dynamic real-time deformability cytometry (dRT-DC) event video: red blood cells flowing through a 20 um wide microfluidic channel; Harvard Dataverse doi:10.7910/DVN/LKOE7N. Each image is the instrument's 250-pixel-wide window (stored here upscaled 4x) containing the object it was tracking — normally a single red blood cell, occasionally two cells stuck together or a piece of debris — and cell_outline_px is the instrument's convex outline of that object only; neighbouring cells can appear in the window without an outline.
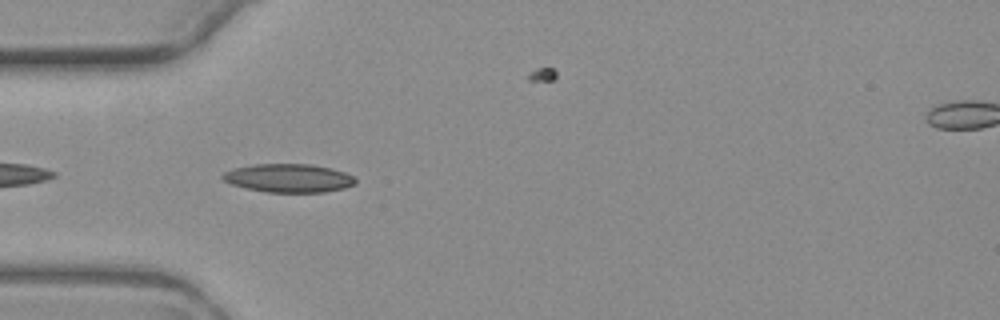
{"species": "common noctule bat (a hibernating species)", "species_latin": "Nyctalus noctula", "temperature_condition": "warm", "stored_images_in_passage": 8, "camera_frame_rate_fps": 3000, "um_per_image_px": 0.085, "animal": {"sex": "female", "body_mass_g": 19.3, "forearm_length_mm": 54.1}, "frame": {"image": 1, "passage_image": 4, "time_ms": 3.333, "image_size_px": [1000, 320], "cell_outline_px": [[356, 184], [344, 188], [324, 192], [268, 192], [248, 188], [232, 184], [224, 180], [220, 176], [224, 172], [232, 168], [252, 164], [312, 164], [332, 168], [344, 172], [352, 176], [356, 180]], "centroid_in_image_um": [24.53, 15.13], "position_along_channel_um": 60.5, "area_um2": 22.02}}
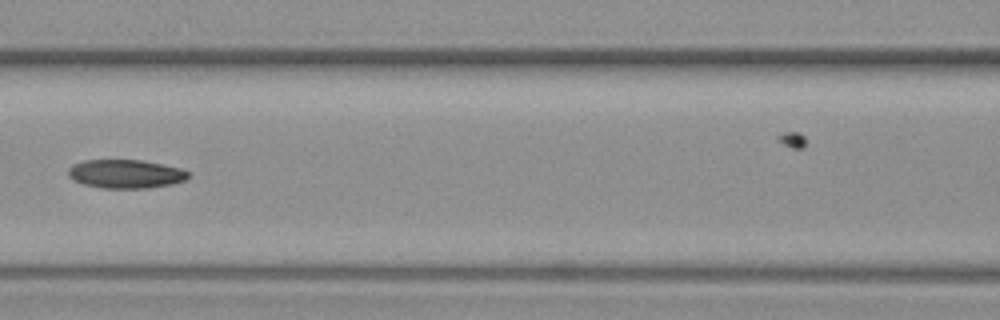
{"frame": {"image": 2, "passage_image": 6, "time_ms": 6.0, "image_size_px": [1000, 320], "cell_outline_px": [[188, 176], [184, 180], [172, 184], [148, 188], [100, 188], [84, 184], [72, 180], [68, 176], [68, 168], [72, 164], [84, 160], [140, 160], [180, 168], [188, 172]], "centroid_in_image_um": [10.62, 14.78], "position_along_channel_um": 156.0, "area_um2": 20.0}}
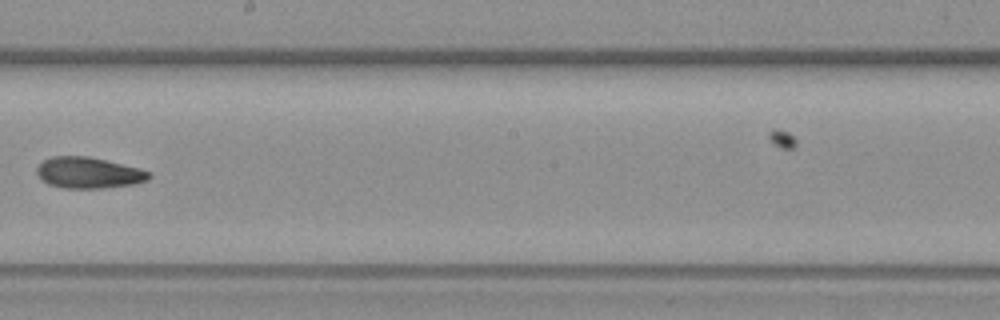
{"frame": {"image": 3, "passage_image": 8, "time_ms": 8.333, "image_size_px": [1000, 320], "cell_outline_px": [[152, 176], [148, 180], [132, 184], [104, 188], [64, 188], [48, 184], [36, 172], [36, 168], [44, 160], [52, 156], [88, 156], [140, 168], [152, 172]], "centroid_in_image_um": [7.56, 14.68], "position_along_channel_um": 240.6, "area_um2": 20.29}}